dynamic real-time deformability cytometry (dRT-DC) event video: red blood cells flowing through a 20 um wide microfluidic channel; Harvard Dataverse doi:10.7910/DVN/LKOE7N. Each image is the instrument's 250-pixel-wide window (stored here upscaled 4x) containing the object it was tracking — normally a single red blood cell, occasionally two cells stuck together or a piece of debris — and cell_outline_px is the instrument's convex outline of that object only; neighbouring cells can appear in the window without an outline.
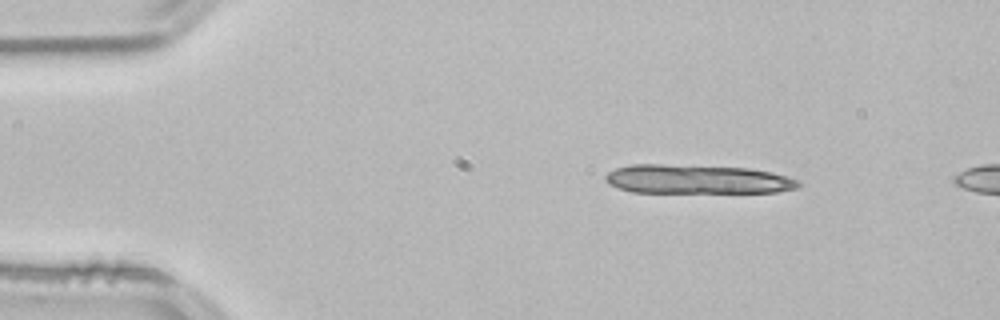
{"species": "common noctule bat (a hibernating species)", "species_latin": "Nyctalus noctula", "temperature_condition": "room temperature", "stored_images_in_passage": 5, "camera_frame_rate_fps": 3000, "um_per_image_px": 0.085, "animal": {"sex": "male", "body_mass_g": 21.5, "forearm_length_mm": 52.0}, "frame": {"image": 1, "passage_image": 1, "time_ms": 0.0, "image_size_px": [1000, 320], "cell_outline_px": [[804, 184], [796, 188], [776, 192], [632, 192], [608, 184], [604, 180], [604, 176], [608, 172], [616, 168], [628, 164], [664, 164], [748, 168], [772, 172], [800, 180]], "centroid_in_image_um": [59.25, 15.23], "position_along_channel_um": 25.7, "area_um2": 32.83}}